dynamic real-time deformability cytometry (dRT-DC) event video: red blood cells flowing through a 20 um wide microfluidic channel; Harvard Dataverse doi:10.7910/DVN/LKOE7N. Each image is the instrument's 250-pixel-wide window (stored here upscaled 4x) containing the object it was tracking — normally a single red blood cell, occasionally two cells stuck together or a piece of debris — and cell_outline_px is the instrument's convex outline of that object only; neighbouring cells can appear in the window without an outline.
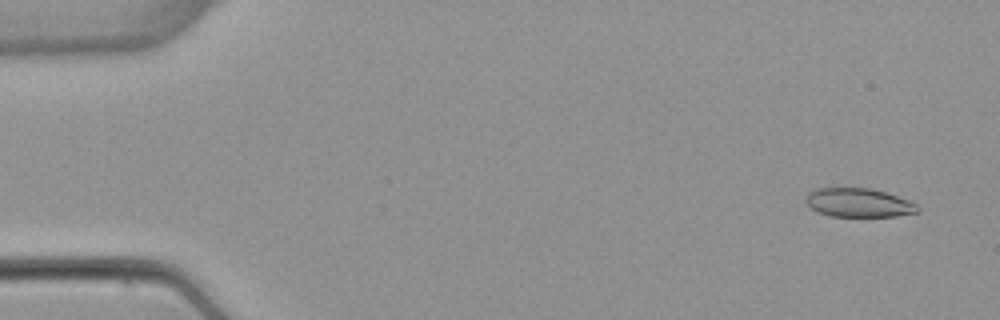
{"species": "common noctule bat (a hibernating species)", "species_latin": "Nyctalus noctula", "temperature_condition": "warm", "stored_images_in_passage": 5, "camera_frame_rate_fps": 3000, "um_per_image_px": 0.085, "animal": {"sex": "female", "body_mass_g": 22.7, "forearm_length_mm": 54.2}, "frame": {"image": 1, "passage_image": 1, "time_ms": 0.0, "image_size_px": [1000, 320], "cell_outline_px": [[920, 212], [896, 216], [828, 216], [812, 208], [804, 200], [808, 192], [816, 188], [868, 188], [884, 192], [908, 200], [916, 204], [920, 208]], "centroid_in_image_um": [72.98, 17.23], "position_along_channel_um": 12.0, "area_um2": 18.67}}